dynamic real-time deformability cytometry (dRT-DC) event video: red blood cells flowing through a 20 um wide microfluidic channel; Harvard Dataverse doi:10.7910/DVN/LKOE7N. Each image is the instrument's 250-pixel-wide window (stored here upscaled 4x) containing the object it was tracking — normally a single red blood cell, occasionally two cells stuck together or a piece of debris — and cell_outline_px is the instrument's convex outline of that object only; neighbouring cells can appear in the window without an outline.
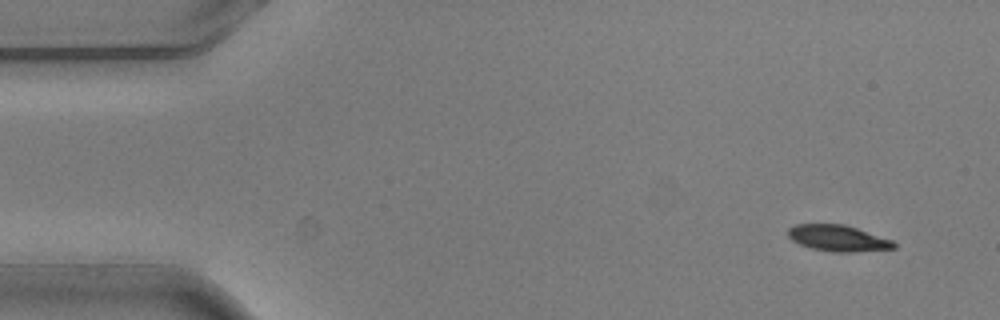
{"species": "common noctule bat (a hibernating species)", "species_latin": "Nyctalus noctula", "temperature_condition": "warm", "stored_images_in_passage": 4, "camera_frame_rate_fps": 3000, "um_per_image_px": 0.085, "animal": {"sex": "male", "body_mass_g": 20.5, "forearm_length_mm": 52.5}, "frame": {"image": 1, "passage_image": 1, "time_ms": 0.0, "image_size_px": [1000, 320], "cell_outline_px": [[896, 248], [852, 252], [832, 252], [812, 248], [800, 244], [792, 240], [788, 236], [788, 228], [796, 224], [844, 224], [892, 240], [896, 244]], "centroid_in_image_um": [71.22, 20.24], "position_along_channel_um": 13.8, "area_um2": 16.01}}
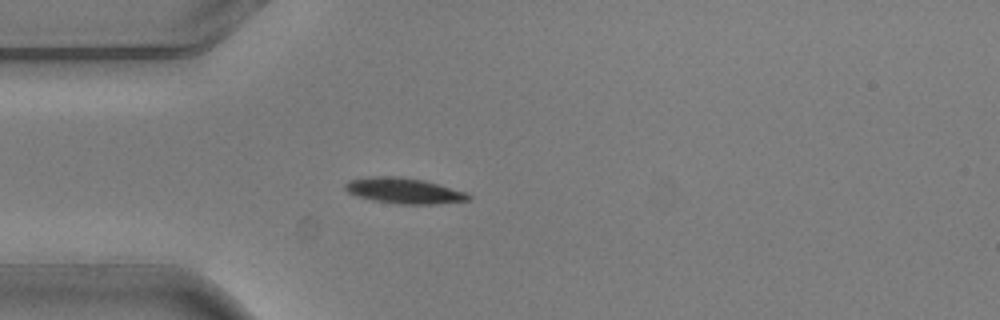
{"frame": {"image": 2, "passage_image": 4, "time_ms": 1.0, "image_size_px": [1000, 320], "cell_outline_px": [[472, 196], [468, 200], [436, 204], [400, 204], [372, 200], [348, 192], [344, 188], [344, 184], [348, 180], [372, 176], [400, 176], [424, 180], [464, 192]], "centroid_in_image_um": [34.31, 16.2], "position_along_channel_um": 50.7, "area_um2": 18.26}}